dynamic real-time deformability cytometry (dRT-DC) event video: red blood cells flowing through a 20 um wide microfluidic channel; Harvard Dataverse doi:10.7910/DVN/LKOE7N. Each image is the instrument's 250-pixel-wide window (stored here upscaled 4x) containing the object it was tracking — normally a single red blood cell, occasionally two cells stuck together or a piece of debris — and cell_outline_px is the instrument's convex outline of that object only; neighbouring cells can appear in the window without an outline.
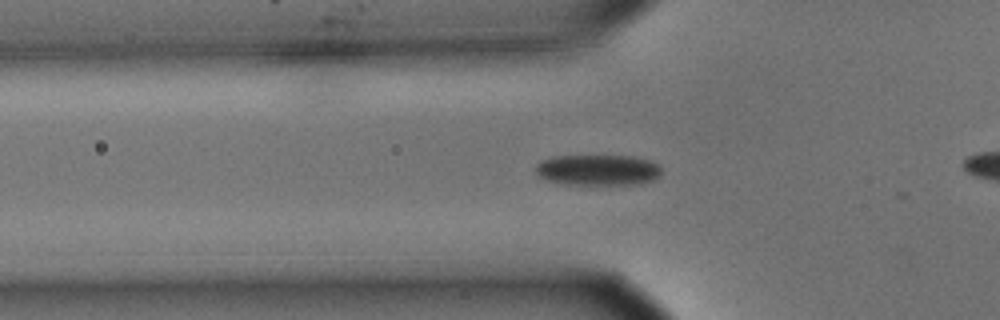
{"species": "common noctule bat (a hibernating species)", "species_latin": "Nyctalus noctula", "temperature_condition": "cold", "stored_images_in_passage": 47, "camera_frame_rate_fps": 3000, "um_per_image_px": 0.085, "animal": {"sex": "male", "body_mass_g": 15.6}, "frame": {"image": 1, "passage_image": 14, "time_ms": 4.333, "image_size_px": [1000, 320], "cell_outline_px": [[660, 172], [652, 180], [640, 184], [564, 184], [548, 180], [536, 176], [536, 164], [540, 160], [552, 156], [632, 156], [652, 160], [660, 164]], "centroid_in_image_um": [50.79, 14.44], "position_along_channel_um": 75.0, "area_um2": 22.72}}
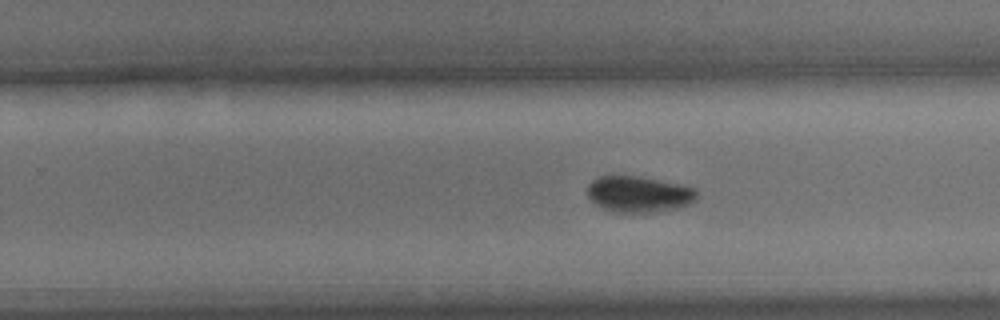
{"frame": {"image": 2, "passage_image": 31, "time_ms": 10.0, "image_size_px": [1000, 320], "cell_outline_px": [[696, 200], [692, 204], [680, 208], [652, 212], [612, 212], [596, 204], [588, 196], [588, 184], [592, 180], [600, 176], [632, 176], [656, 180], [696, 188]], "centroid_in_image_um": [54.31, 16.52], "position_along_channel_um": 275.5, "area_um2": 22.77}}
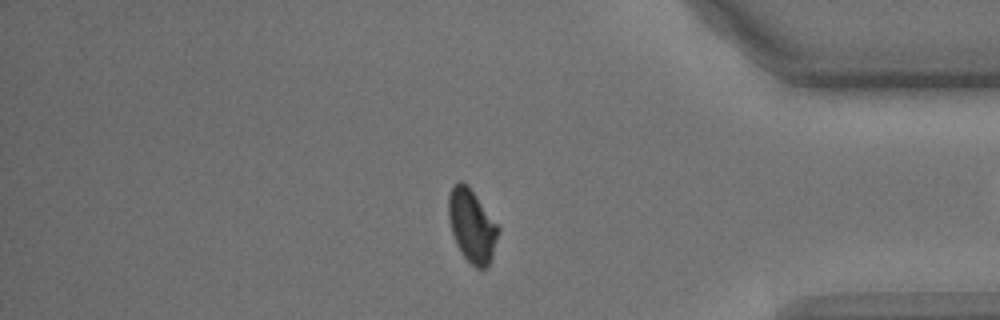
{"frame": {"image": 3, "passage_image": 43, "time_ms": 14.0, "image_size_px": [1000, 320], "cell_outline_px": [[500, 228], [492, 256], [488, 264], [484, 268], [476, 268], [460, 252], [456, 244], [452, 232], [448, 216], [448, 196], [452, 184], [460, 180], [468, 184]], "centroid_in_image_um": [40.09, 19.14], "position_along_channel_um": 395.1, "area_um2": 21.1}, "authors_computed_cell_mechanics": {"area_um2": 22.831, "velocity_mm_per_s": 3.5295, "shape_relaxation_time_tau1_ms": 2.3637, "shape_relaxation_time_tau2_ms": null, "deformation_change_tau1": 0.0812, "deformation_change_tau2": null}}